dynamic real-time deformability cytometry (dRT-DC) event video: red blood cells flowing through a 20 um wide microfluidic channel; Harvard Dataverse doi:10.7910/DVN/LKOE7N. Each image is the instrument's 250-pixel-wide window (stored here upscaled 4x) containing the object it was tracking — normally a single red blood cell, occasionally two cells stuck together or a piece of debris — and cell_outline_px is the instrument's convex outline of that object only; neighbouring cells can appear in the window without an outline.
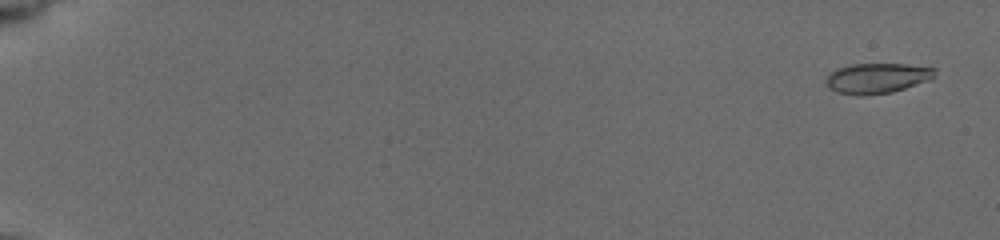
{"species": "common noctule bat (a hibernating species)", "species_latin": "Nyctalus noctula", "temperature_condition": "cold", "stored_images_in_passage": 58, "camera_frame_rate_fps": 3000, "um_per_image_px": 0.085, "animal": {"sex": "female", "body_mass_g": 19.5, "forearm_length_mm": 54.1}, "frame": {"image": 1, "passage_image": 3, "time_ms": 0.667, "image_size_px": [1000, 240], "cell_outline_px": [[936, 72], [928, 80], [892, 92], [864, 96], [856, 96], [836, 92], [828, 88], [824, 80], [828, 72], [836, 68], [852, 64], [904, 64], [936, 68]], "centroid_in_image_um": [74.45, 6.65], "position_along_channel_um": 10.5, "area_um2": 19.36}}
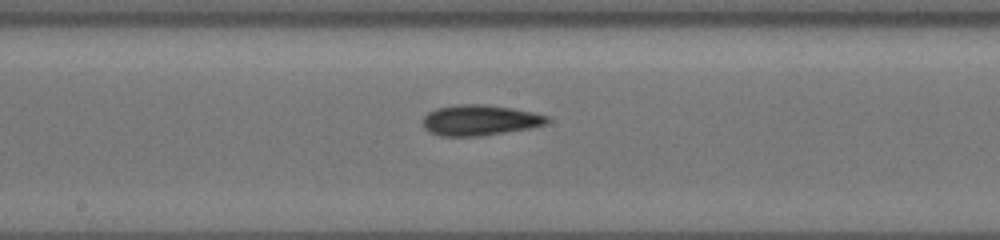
{"frame": {"image": 2, "passage_image": 34, "time_ms": 11.0, "image_size_px": [1000, 240], "cell_outline_px": [[548, 120], [544, 124], [528, 128], [480, 136], [440, 136], [428, 132], [424, 128], [420, 120], [428, 112], [436, 108], [456, 104], [484, 104], [512, 108], [532, 112], [548, 116]], "centroid_in_image_um": [40.69, 10.21], "position_along_channel_um": 207.5, "area_um2": 22.2}}
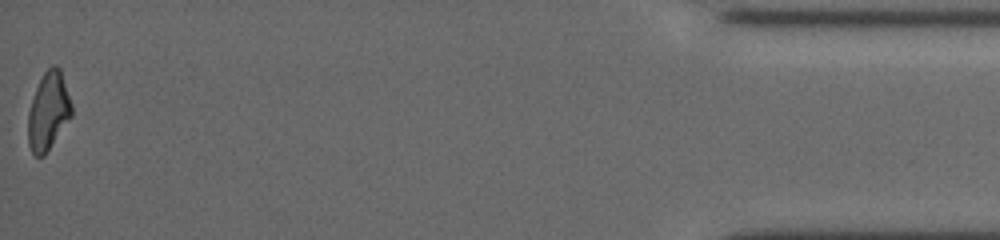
{"frame": {"image": 3, "passage_image": 58, "time_ms": 19.0, "image_size_px": [1000, 240], "cell_outline_px": [[72, 116], [44, 156], [36, 156], [32, 152], [28, 144], [28, 112], [36, 88], [44, 72], [52, 64], [56, 64], [60, 68], [72, 104]], "centroid_in_image_um": [4.12, 9.44], "position_along_channel_um": 431.1, "area_um2": 19.71}, "authors_computed_cell_mechanics": {"area_um2": 20.3745, "velocity_mm_per_s": 3.7713, "shape_relaxation_time_tau1_ms": 4.9134, "shape_relaxation_time_tau2_ms": 4.4416, "deformation_change_tau1": 0.1792, "deformation_change_tau2": 0.1087}}